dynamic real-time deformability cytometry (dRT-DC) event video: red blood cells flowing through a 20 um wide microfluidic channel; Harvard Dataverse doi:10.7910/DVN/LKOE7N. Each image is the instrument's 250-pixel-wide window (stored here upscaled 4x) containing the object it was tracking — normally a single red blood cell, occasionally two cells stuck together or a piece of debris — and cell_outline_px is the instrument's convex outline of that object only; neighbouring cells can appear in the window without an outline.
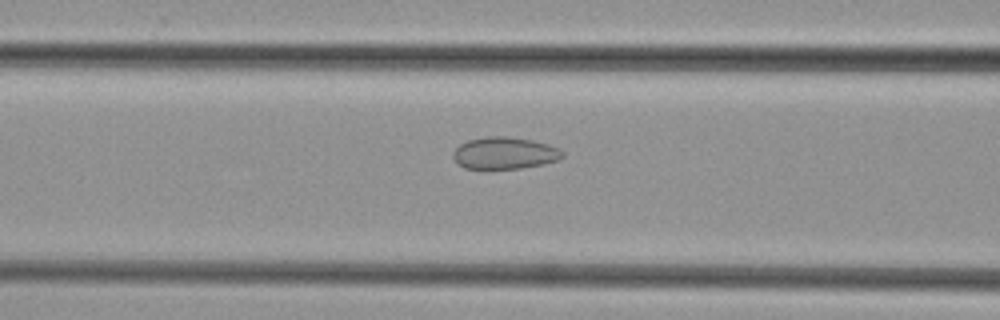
{"species": "common noctule bat (a hibernating species)", "species_latin": "Nyctalus noctula", "temperature_condition": "cold", "stored_images_in_passage": 35, "camera_frame_rate_fps": 3000, "um_per_image_px": 0.085, "animal": {"sex": "female", "body_mass_g": 29.2, "forearm_length_mm": 56.3}, "frame": {"image": 1, "passage_image": 6, "time_ms": 1.667, "image_size_px": [1000, 320], "cell_outline_px": [[564, 156], [556, 160], [544, 164], [520, 168], [464, 168], [456, 164], [452, 156], [452, 152], [460, 144], [468, 140], [488, 136], [508, 136], [532, 140], [548, 144], [560, 148], [564, 152]], "centroid_in_image_um": [42.88, 13.0], "position_along_channel_um": 123.7, "area_um2": 20.46}}
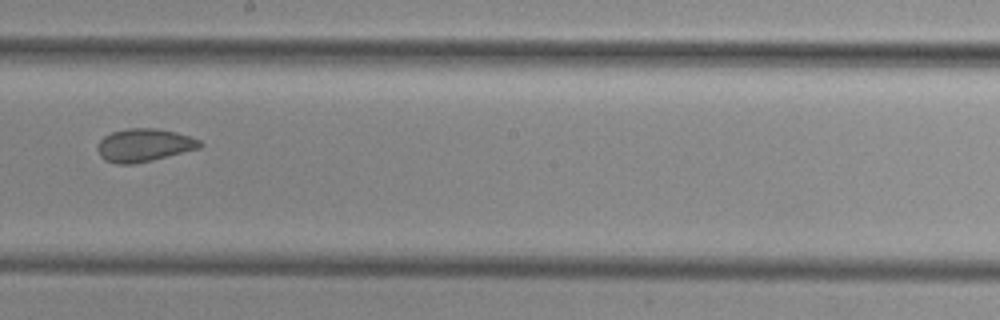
{"frame": {"image": 2, "passage_image": 14, "time_ms": 4.333, "image_size_px": [1000, 320], "cell_outline_px": [[204, 144], [200, 148], [152, 160], [132, 164], [116, 164], [104, 160], [100, 156], [96, 148], [96, 144], [104, 136], [112, 132], [128, 128], [156, 128], [176, 132], [200, 140]], "centroid_in_image_um": [12.22, 12.34], "position_along_channel_um": 236.0, "area_um2": 19.77}}
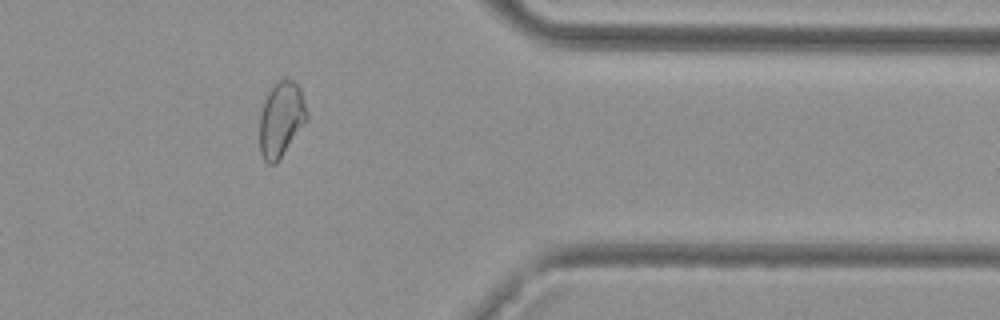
{"frame": {"image": 3, "passage_image": 26, "time_ms": 8.333, "image_size_px": [1000, 320], "cell_outline_px": [[308, 120], [276, 164], [268, 164], [264, 160], [260, 152], [260, 116], [268, 92], [276, 80], [292, 80], [300, 88], [308, 112]], "centroid_in_image_um": [23.91, 10.16], "position_along_channel_um": 387.5, "area_um2": 20.63}}